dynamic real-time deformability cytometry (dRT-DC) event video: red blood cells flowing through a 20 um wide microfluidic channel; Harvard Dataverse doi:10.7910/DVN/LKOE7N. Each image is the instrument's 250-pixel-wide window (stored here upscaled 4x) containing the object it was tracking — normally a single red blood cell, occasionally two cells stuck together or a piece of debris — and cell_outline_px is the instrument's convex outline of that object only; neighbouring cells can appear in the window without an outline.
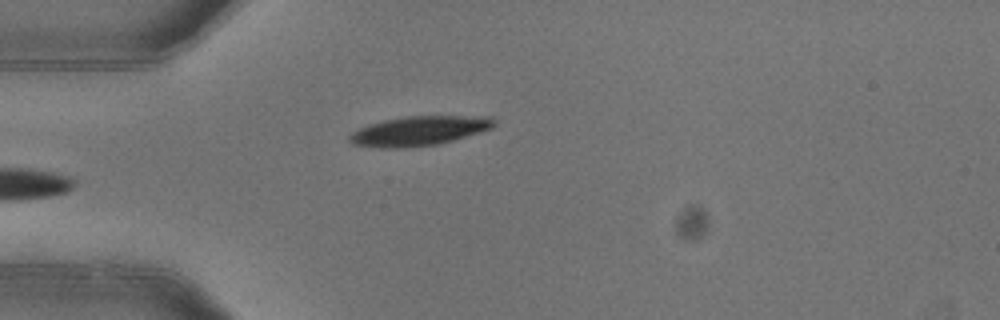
{"species": "common noctule bat (a hibernating species)", "species_latin": "Nyctalus noctula", "temperature_condition": "warm", "stored_images_in_passage": 3, "camera_frame_rate_fps": 3000, "um_per_image_px": 0.085, "animal": {"sex": "female"}, "frame": {"image": 1, "passage_image": 3, "time_ms": 0.667, "image_size_px": [1000, 320], "cell_outline_px": [[496, 124], [492, 128], [452, 140], [436, 144], [404, 148], [376, 148], [352, 144], [348, 140], [348, 136], [352, 132], [368, 124], [384, 120], [408, 116], [492, 116], [496, 120]], "centroid_in_image_um": [35.6, 11.12], "position_along_channel_um": 49.4, "area_um2": 24.85}}